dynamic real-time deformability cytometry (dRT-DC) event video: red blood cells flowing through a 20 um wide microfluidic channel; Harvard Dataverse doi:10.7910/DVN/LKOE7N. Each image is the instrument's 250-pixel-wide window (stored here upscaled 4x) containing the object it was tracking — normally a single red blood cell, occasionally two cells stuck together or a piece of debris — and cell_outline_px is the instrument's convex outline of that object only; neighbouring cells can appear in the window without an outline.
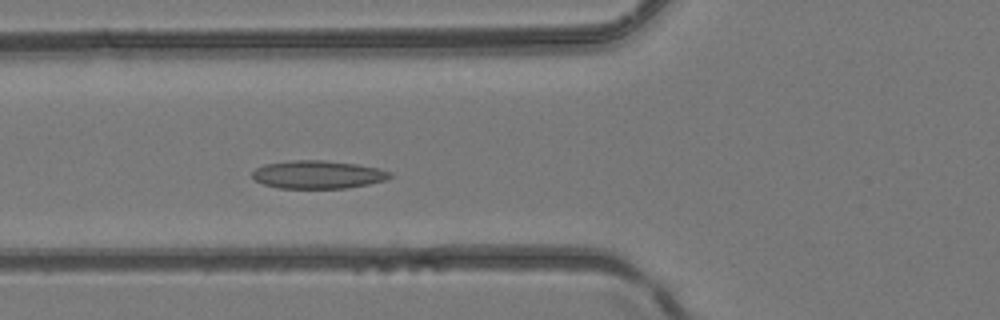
{"species": "common noctule bat (a hibernating species)", "species_latin": "Nyctalus noctula", "temperature_condition": "room temperature", "stored_images_in_passage": 12, "camera_frame_rate_fps": 3000, "um_per_image_px": 0.085, "animal": {"sex": "female", "body_mass_g": 24.6, "forearm_length_mm": 56.2}, "frame": {"image": 1, "passage_image": 6, "time_ms": 1.667, "image_size_px": [1000, 320], "cell_outline_px": [[392, 176], [388, 180], [348, 188], [276, 188], [264, 184], [256, 180], [252, 176], [252, 172], [256, 168], [264, 164], [292, 160], [324, 160], [356, 164], [380, 168], [392, 172]], "centroid_in_image_um": [27.05, 14.84], "position_along_channel_um": 98.7, "area_um2": 22.66}}
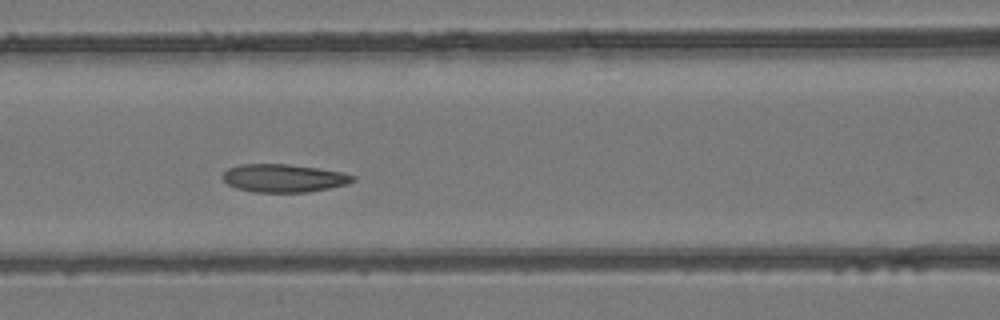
{"frame": {"image": 2, "passage_image": 9, "time_ms": 2.667, "image_size_px": [1000, 320], "cell_outline_px": [[356, 180], [348, 184], [308, 192], [256, 192], [236, 188], [228, 184], [224, 180], [224, 172], [228, 168], [240, 164], [288, 164], [320, 168], [344, 172], [356, 176]], "centroid_in_image_um": [24.17, 15.13], "position_along_channel_um": 142.4, "area_um2": 21.33}}